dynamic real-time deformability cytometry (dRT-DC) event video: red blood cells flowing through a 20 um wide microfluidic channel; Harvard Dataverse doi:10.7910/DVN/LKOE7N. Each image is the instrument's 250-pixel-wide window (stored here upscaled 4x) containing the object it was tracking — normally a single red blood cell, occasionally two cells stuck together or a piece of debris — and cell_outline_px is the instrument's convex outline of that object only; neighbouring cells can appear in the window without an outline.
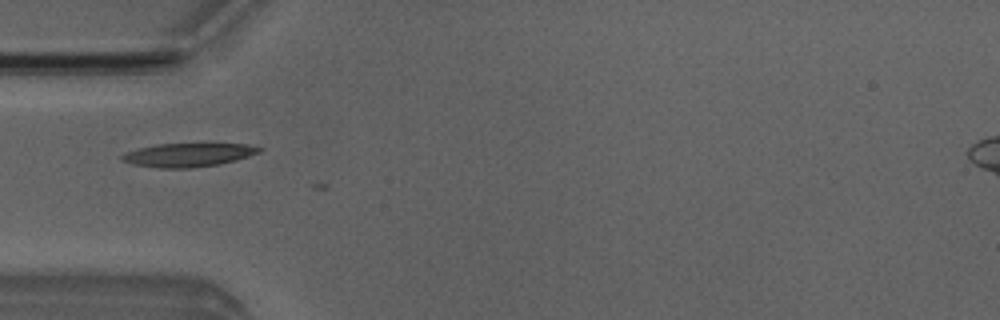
{"species": "Egyptian fruit bat (a non-hibernating species)", "species_latin": "Rousettus aegyptiacus", "temperature_condition": "room temperature", "stored_images_in_passage": 2, "camera_frame_rate_fps": 3000, "um_per_image_px": 0.085, "animal": {"sex": "male"}, "frame": {"image": 1, "passage_image": 1, "time_ms": 0.0, "image_size_px": [1000, 320], "cell_outline_px": [[264, 148], [260, 152], [236, 160], [220, 164], [192, 168], [160, 168], [132, 164], [120, 160], [120, 156], [128, 152], [140, 148], [156, 144], [248, 144]], "centroid_in_image_um": [16.01, 13.17], "position_along_channel_um": 69.0, "area_um2": 18.79}}